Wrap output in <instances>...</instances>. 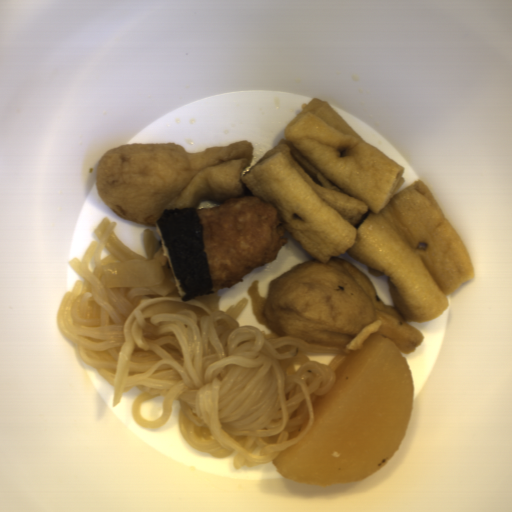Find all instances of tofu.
I'll return each instance as SVG.
<instances>
[{
  "instance_id": "1",
  "label": "tofu",
  "mask_w": 512,
  "mask_h": 512,
  "mask_svg": "<svg viewBox=\"0 0 512 512\" xmlns=\"http://www.w3.org/2000/svg\"><path fill=\"white\" fill-rule=\"evenodd\" d=\"M283 128L285 138L241 176L273 202L285 232L310 258L348 255L373 277L386 275L392 308L405 322H429L448 295L474 279L463 239L421 179L366 142L328 102L313 97Z\"/></svg>"
}]
</instances>
